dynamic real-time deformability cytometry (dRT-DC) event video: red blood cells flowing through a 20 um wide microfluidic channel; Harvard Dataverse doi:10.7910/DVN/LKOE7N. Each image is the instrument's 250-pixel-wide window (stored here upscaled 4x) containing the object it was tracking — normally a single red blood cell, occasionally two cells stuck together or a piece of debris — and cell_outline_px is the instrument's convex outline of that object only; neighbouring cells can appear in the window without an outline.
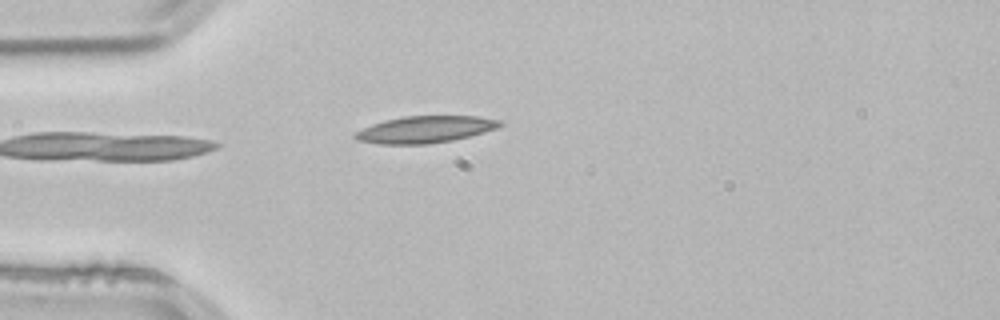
{"species": "common noctule bat (a hibernating species)", "species_latin": "Nyctalus noctula", "temperature_condition": "room temperature", "stored_images_in_passage": 10, "camera_frame_rate_fps": 3000, "um_per_image_px": 0.085, "animal": {"sex": "male", "body_mass_g": 21.5, "forearm_length_mm": 52.0}, "frame": {"image": 1, "passage_image": 1, "time_ms": 0.0, "image_size_px": [1000, 320], "cell_outline_px": [[504, 124], [496, 128], [484, 132], [452, 140], [428, 144], [380, 144], [356, 140], [352, 136], [356, 132], [372, 124], [384, 120], [404, 116], [476, 116], [500, 120]], "centroid_in_image_um": [36.12, 11.0], "position_along_channel_um": 48.9, "area_um2": 22.54}}